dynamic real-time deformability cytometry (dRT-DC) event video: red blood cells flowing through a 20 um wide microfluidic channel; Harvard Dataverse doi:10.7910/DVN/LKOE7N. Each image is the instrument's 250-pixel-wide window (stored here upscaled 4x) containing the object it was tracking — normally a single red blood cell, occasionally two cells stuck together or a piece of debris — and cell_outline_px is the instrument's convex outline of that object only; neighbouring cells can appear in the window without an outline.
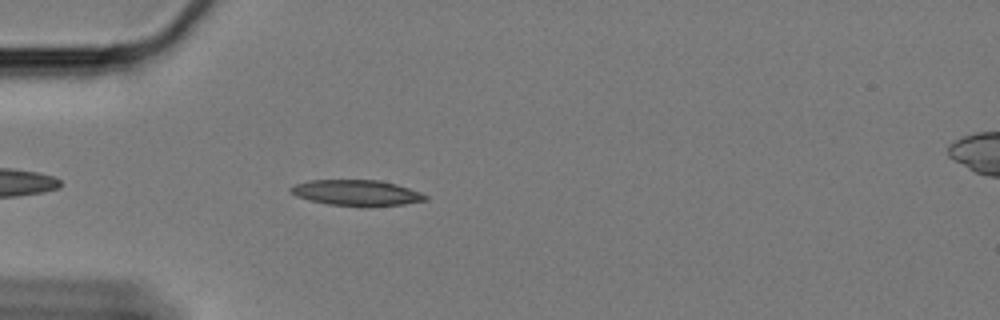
{"species": "Egyptian fruit bat (a non-hibernating species)", "species_latin": "Rousettus aegyptiacus", "temperature_condition": "cold", "stored_images_in_passage": 22, "camera_frame_rate_fps": 3000, "um_per_image_px": 0.085, "animal": {"sex": "female"}, "frame": {"image": 1, "passage_image": 3, "time_ms": 0.667, "image_size_px": [1000, 320], "cell_outline_px": [[428, 200], [404, 204], [364, 208], [360, 208], [328, 204], [296, 196], [288, 188], [296, 184], [308, 180], [380, 180], [396, 184], [420, 192], [428, 196]], "centroid_in_image_um": [30.35, 16.41], "position_along_channel_um": 54.7, "area_um2": 20.52}}
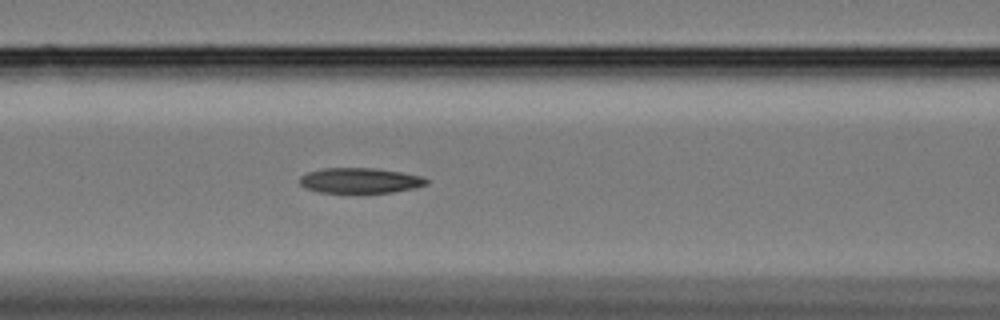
{"frame": {"image": 2, "passage_image": 11, "time_ms": 3.333, "image_size_px": [1000, 320], "cell_outline_px": [[428, 184], [416, 188], [392, 192], [320, 192], [304, 188], [300, 184], [300, 176], [308, 172], [324, 168], [376, 168], [400, 172], [420, 176], [428, 180]], "centroid_in_image_um": [30.6, 15.34], "position_along_channel_um": 136.0, "area_um2": 18.55}}
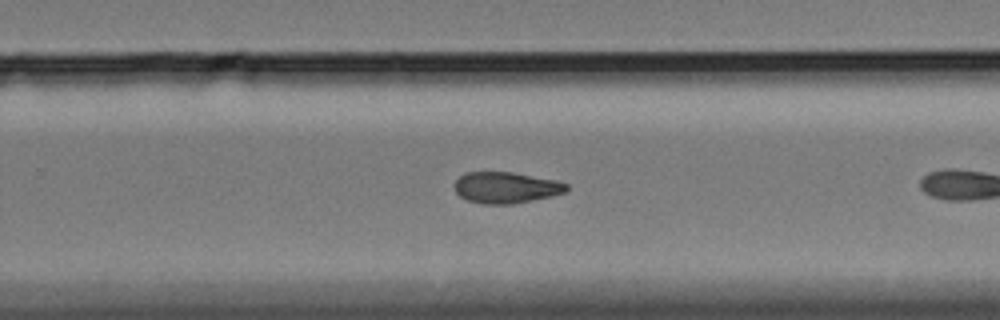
{"frame": {"image": 3, "passage_image": 21, "time_ms": 6.667, "image_size_px": [1000, 320], "cell_outline_px": [[568, 188], [564, 192], [552, 196], [512, 204], [480, 204], [468, 200], [460, 196], [452, 188], [452, 184], [464, 172], [512, 172], [556, 180], [568, 184]], "centroid_in_image_um": [42.96, 15.94], "position_along_channel_um": 286.8, "area_um2": 20.52}}